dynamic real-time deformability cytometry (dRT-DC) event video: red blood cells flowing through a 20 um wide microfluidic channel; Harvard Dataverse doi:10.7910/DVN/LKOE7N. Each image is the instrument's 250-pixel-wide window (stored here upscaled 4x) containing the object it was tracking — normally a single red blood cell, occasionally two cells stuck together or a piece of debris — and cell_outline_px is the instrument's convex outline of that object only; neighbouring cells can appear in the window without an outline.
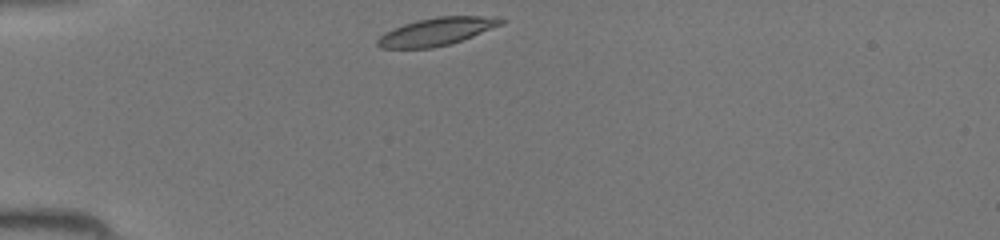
{"species": "common noctule bat (a hibernating species)", "species_latin": "Nyctalus noctula", "temperature_condition": "room temperature", "stored_images_in_passage": 34, "camera_frame_rate_fps": 3000, "um_per_image_px": 0.085, "animal": {"sex": "female", "body_mass_g": 19.5, "forearm_length_mm": 54.1}, "frame": {"image": 1, "passage_image": 1, "time_ms": 0.0, "image_size_px": [1000, 240], "cell_outline_px": [[504, 24], [472, 36], [448, 44], [432, 48], [380, 48], [376, 44], [376, 40], [384, 32], [404, 24], [436, 16], [500, 16], [504, 20]], "centroid_in_image_um": [37.13, 2.67], "position_along_channel_um": 47.9, "area_um2": 19.88}}
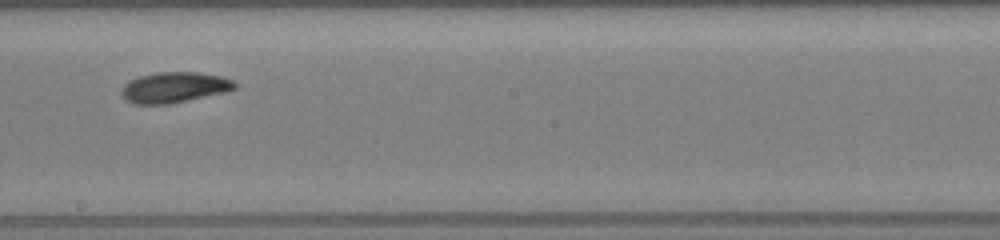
{"frame": {"image": 2, "passage_image": 15, "time_ms": 4.667, "image_size_px": [1000, 240], "cell_outline_px": [[236, 88], [228, 92], [168, 104], [132, 104], [124, 100], [120, 96], [120, 88], [128, 80], [140, 76], [156, 72], [196, 72], [220, 76], [232, 80], [236, 84]], "centroid_in_image_um": [14.75, 7.44], "position_along_channel_um": 233.4, "area_um2": 20.52}}
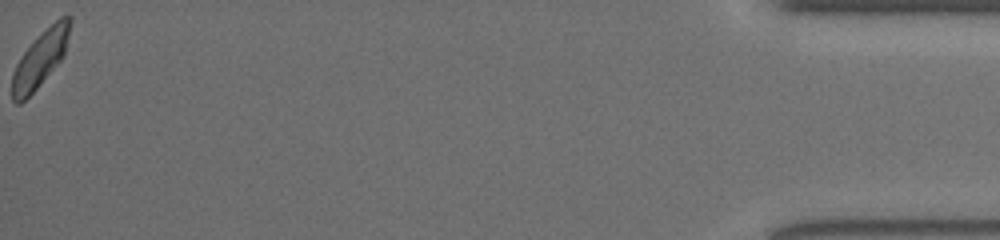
{"frame": {"image": 3, "passage_image": 34, "time_ms": 11.0, "image_size_px": [1000, 240], "cell_outline_px": [[72, 20], [64, 56], [36, 88], [20, 104], [16, 104], [12, 100], [12, 72], [16, 64], [24, 52], [60, 16], [72, 16]], "centroid_in_image_um": [3.42, 5.02], "position_along_channel_um": 431.8, "area_um2": 18.26}}